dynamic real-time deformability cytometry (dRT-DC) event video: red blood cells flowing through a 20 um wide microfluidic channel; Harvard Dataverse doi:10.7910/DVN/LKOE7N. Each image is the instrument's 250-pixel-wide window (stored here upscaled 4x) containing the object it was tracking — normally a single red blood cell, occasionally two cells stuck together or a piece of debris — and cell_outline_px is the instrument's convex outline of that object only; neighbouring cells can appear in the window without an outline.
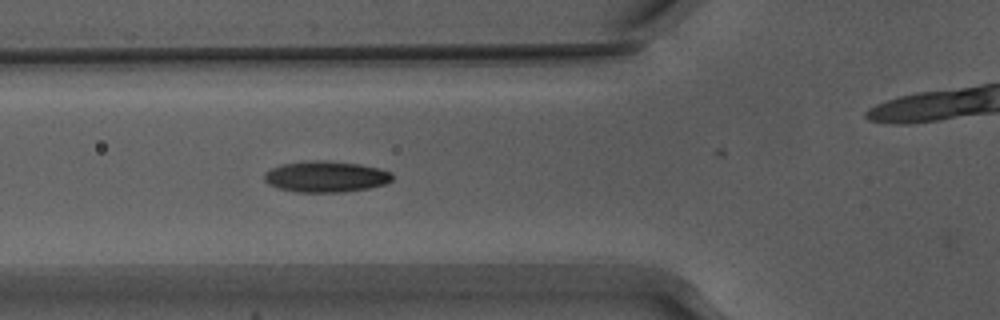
{"species": "Egyptian fruit bat (a non-hibernating species)", "species_latin": "Rousettus aegyptiacus", "temperature_condition": "warm", "stored_images_in_passage": 27, "camera_frame_rate_fps": 3000, "um_per_image_px": 0.085, "animal": {"sex": "male"}, "frame": {"image": 1, "passage_image": 5, "time_ms": 1.333, "image_size_px": [1000, 320], "cell_outline_px": [[392, 180], [384, 184], [368, 188], [344, 192], [296, 192], [276, 188], [268, 184], [264, 180], [264, 172], [280, 164], [312, 160], [324, 160], [360, 164], [380, 168], [392, 172]], "centroid_in_image_um": [27.67, 15.01], "position_along_channel_um": 98.1, "area_um2": 23.41}}
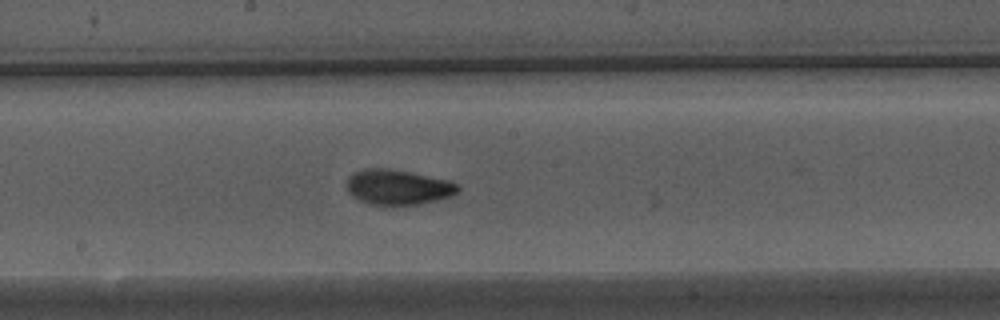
{"frame": {"image": 2, "passage_image": 14, "time_ms": 4.333, "image_size_px": [1000, 320], "cell_outline_px": [[460, 188], [452, 196], [436, 200], [416, 204], [372, 204], [360, 200], [352, 196], [348, 192], [348, 176], [364, 168], [388, 168], [448, 180], [460, 184]], "centroid_in_image_um": [33.84, 15.89], "position_along_channel_um": 214.4, "area_um2": 22.37}}
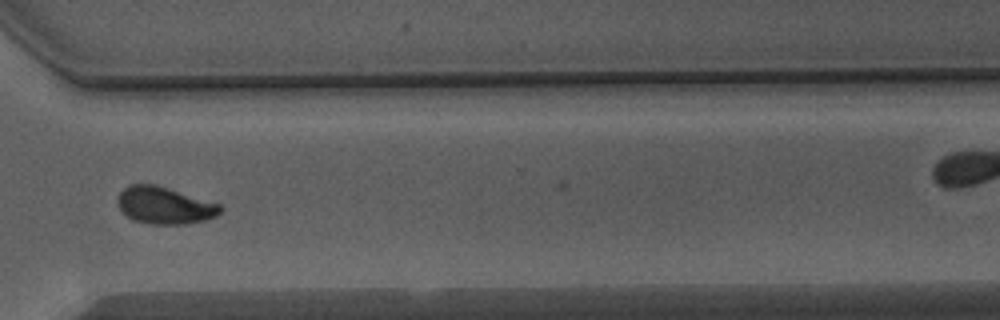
{"frame": {"image": 3, "passage_image": 25, "time_ms": 8.0, "image_size_px": [1000, 320], "cell_outline_px": [[224, 208], [216, 216], [204, 220], [188, 224], [148, 224], [132, 220], [120, 208], [116, 200], [120, 192], [124, 188], [132, 184], [156, 184], [220, 204]], "centroid_in_image_um": [13.99, 17.46], "position_along_channel_um": 356.6, "area_um2": 22.2}}